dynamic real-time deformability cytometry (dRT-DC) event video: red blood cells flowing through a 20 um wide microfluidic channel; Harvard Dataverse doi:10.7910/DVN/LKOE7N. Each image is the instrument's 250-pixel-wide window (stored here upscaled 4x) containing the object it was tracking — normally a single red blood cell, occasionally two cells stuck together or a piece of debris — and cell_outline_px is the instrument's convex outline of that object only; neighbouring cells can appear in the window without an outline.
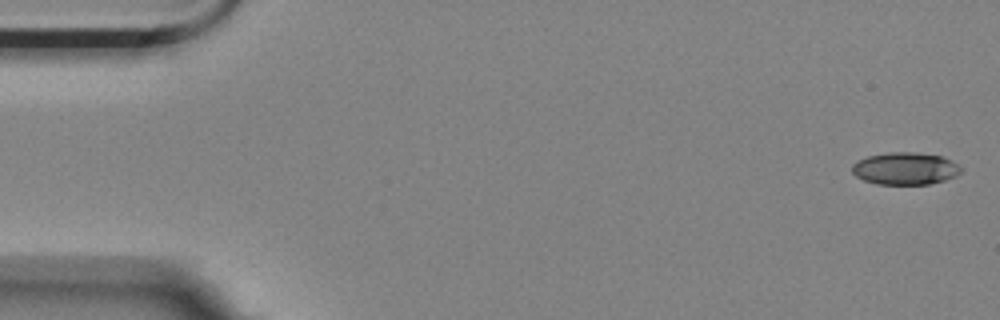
{"species": "Egyptian fruit bat (a non-hibernating species)", "species_latin": "Rousettus aegyptiacus", "temperature_condition": "room temperature", "stored_images_in_passage": 5, "camera_frame_rate_fps": 3000, "um_per_image_px": 0.085, "animal": {"sex": "female"}, "frame": {"image": 1, "passage_image": 1, "time_ms": 0.0, "image_size_px": [1000, 320], "cell_outline_px": [[960, 172], [956, 176], [944, 180], [928, 184], [876, 184], [864, 180], [856, 176], [852, 172], [852, 164], [856, 160], [868, 156], [888, 152], [916, 152], [940, 156], [952, 160], [960, 168]], "centroid_in_image_um": [76.9, 14.32], "position_along_channel_um": 8.1, "area_um2": 20.46}}